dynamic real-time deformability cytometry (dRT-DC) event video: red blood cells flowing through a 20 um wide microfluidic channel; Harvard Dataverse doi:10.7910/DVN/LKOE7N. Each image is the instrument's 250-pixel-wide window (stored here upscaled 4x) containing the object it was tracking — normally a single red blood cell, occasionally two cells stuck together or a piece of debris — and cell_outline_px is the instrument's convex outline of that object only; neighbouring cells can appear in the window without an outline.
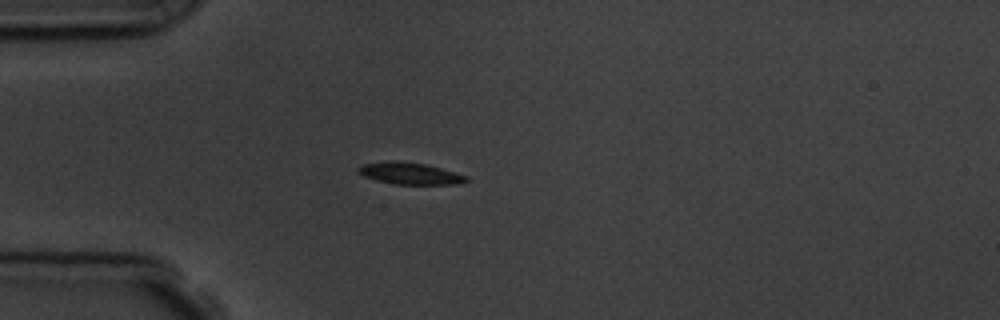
{"species": "common noctule bat (a hibernating species)", "species_latin": "Nyctalus noctula", "temperature_condition": "room temperature", "stored_images_in_passage": 4, "camera_frame_rate_fps": 3000, "um_per_image_px": 0.085, "animal": {"sex": "male", "body_mass_g": 19.5, "forearm_length_mm": 54.6}, "frame": {"image": 1, "passage_image": 4, "time_ms": 3.333, "image_size_px": [1000, 320], "cell_outline_px": [[468, 180], [456, 184], [392, 184], [376, 180], [364, 176], [356, 172], [356, 168], [364, 164], [392, 160], [396, 160], [424, 164], [456, 172], [468, 176]], "centroid_in_image_um": [34.81, 14.74], "position_along_channel_um": 50.2, "area_um2": 13.7}}